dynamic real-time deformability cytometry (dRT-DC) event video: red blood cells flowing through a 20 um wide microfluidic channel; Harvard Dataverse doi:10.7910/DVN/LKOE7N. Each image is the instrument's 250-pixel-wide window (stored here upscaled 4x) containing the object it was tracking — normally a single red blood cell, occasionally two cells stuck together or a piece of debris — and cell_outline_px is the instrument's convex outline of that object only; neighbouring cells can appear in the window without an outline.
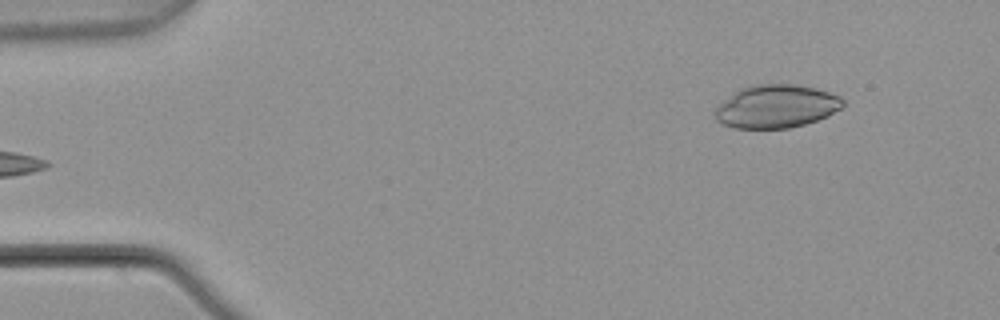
{"species": "common noctule bat (a hibernating species)", "species_latin": "Nyctalus noctula", "temperature_condition": "warm", "stored_images_in_passage": 6, "camera_frame_rate_fps": 3000, "um_per_image_px": 0.085, "animal": {"sex": "male", "body_mass_g": 21.5, "forearm_length_mm": 52.0}, "frame": {"image": 1, "passage_image": 6, "time_ms": 1.667, "image_size_px": [1000, 320], "cell_outline_px": [[844, 104], [840, 108], [828, 116], [804, 124], [788, 128], [732, 128], [720, 124], [712, 116], [712, 112], [716, 104], [740, 88], [756, 84], [792, 84], [816, 88], [840, 96], [844, 100]], "centroid_in_image_um": [65.9, 9.05], "position_along_channel_um": 19.1, "area_um2": 32.54}}